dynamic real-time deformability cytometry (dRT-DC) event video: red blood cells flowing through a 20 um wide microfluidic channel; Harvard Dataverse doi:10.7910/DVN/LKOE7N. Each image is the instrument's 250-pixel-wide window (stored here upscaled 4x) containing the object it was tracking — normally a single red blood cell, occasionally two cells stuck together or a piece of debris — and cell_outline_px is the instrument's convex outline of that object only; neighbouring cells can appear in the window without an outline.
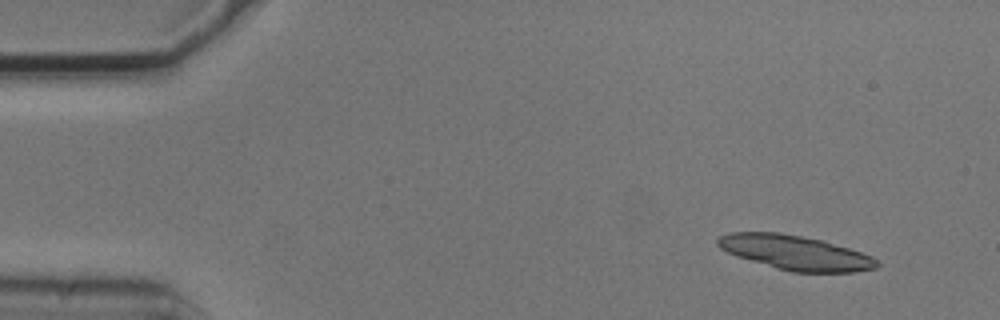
{"species": "common noctule bat (a hibernating species)", "species_latin": "Nyctalus noctula", "temperature_condition": "cold", "stored_images_in_passage": 5, "camera_frame_rate_fps": 3000, "um_per_image_px": 0.085, "animal": {"sex": "male", "body_mass_g": 20.5, "forearm_length_mm": 52.5}, "frame": {"image": 1, "passage_image": 2, "time_ms": 0.333, "image_size_px": [1000, 320], "cell_outline_px": [[880, 264], [876, 268], [856, 272], [792, 272], [776, 268], [736, 256], [720, 248], [716, 244], [716, 240], [720, 236], [728, 232], [780, 232], [824, 240], [872, 256]], "centroid_in_image_um": [67.58, 21.47], "position_along_channel_um": 17.4, "area_um2": 32.02}}
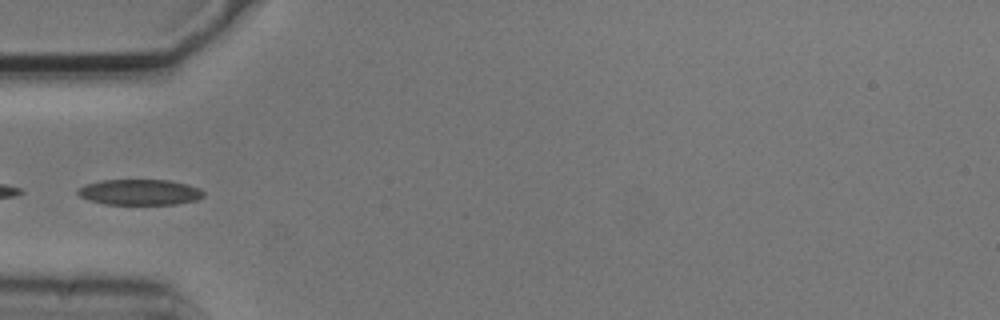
{"frame": {"image": 2, "passage_image": 5, "time_ms": 1.333, "image_size_px": [1000, 320], "cell_outline_px": [[204, 196], [196, 200], [176, 204], [104, 204], [80, 196], [76, 192], [76, 188], [84, 184], [100, 180], [168, 180], [188, 184], [200, 188], [204, 192]], "centroid_in_image_um": [11.87, 16.32], "position_along_channel_um": 73.1, "area_um2": 18.9}}